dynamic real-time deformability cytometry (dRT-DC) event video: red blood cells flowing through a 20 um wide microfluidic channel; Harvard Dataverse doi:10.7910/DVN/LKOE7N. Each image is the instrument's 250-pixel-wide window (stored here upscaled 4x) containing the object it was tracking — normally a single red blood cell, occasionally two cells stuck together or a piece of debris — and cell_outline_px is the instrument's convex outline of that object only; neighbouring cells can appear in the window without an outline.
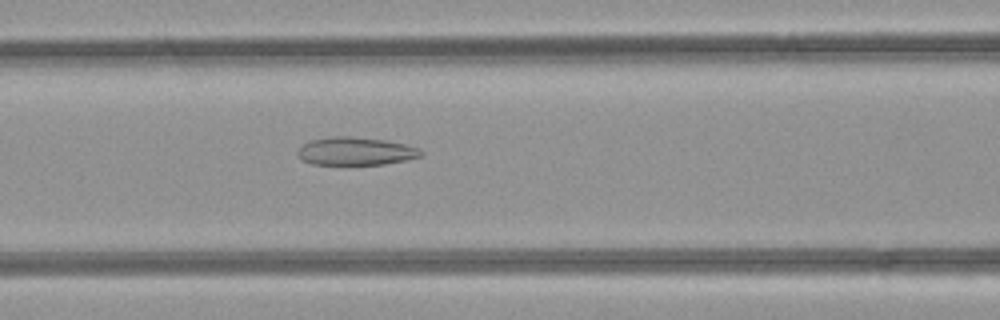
{"species": "common noctule bat (a hibernating species)", "species_latin": "Nyctalus noctula", "temperature_condition": "room temperature", "stored_images_in_passage": 34, "camera_frame_rate_fps": 3000, "um_per_image_px": 0.085, "animal": {"sex": "female", "body_mass_g": 21.9}, "frame": {"image": 1, "passage_image": 6, "time_ms": 1.667, "image_size_px": [1000, 320], "cell_outline_px": [[424, 152], [420, 156], [408, 160], [384, 164], [312, 164], [300, 160], [296, 156], [296, 152], [308, 140], [332, 136], [348, 136], [384, 140], [404, 144], [420, 148]], "centroid_in_image_um": [30.2, 12.85], "position_along_channel_um": 136.4, "area_um2": 20.23}}
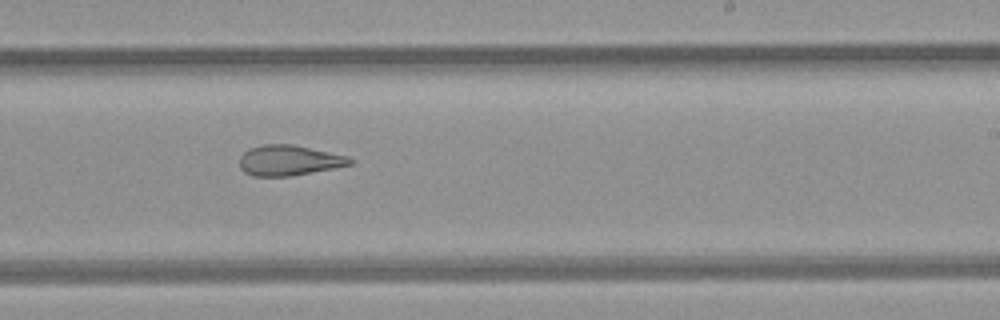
{"frame": {"image": 2, "passage_image": 15, "time_ms": 4.667, "image_size_px": [1000, 320], "cell_outline_px": [[356, 160], [352, 164], [332, 168], [288, 176], [252, 176], [244, 172], [240, 168], [240, 156], [248, 148], [264, 144], [292, 144], [348, 156]], "centroid_in_image_um": [24.54, 13.62], "position_along_channel_um": 264.5, "area_um2": 19.48}}
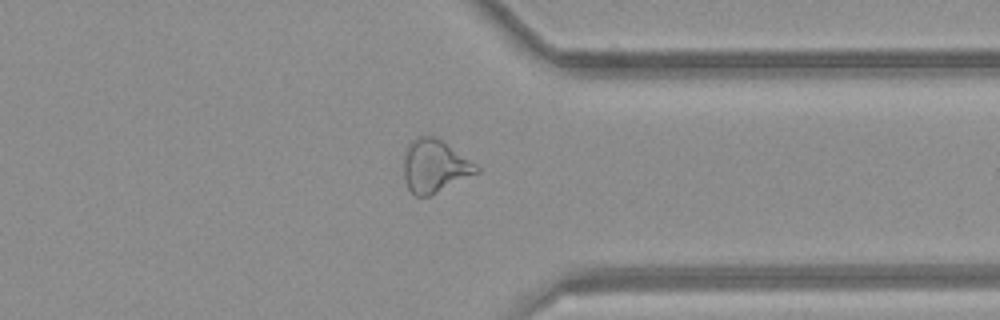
{"frame": {"image": 3, "passage_image": 23, "time_ms": 7.333, "image_size_px": [1000, 320], "cell_outline_px": [[480, 172], [428, 196], [416, 196], [408, 188], [404, 180], [404, 152], [408, 144], [416, 136], [432, 136], [440, 140], [476, 164], [480, 168]], "centroid_in_image_um": [36.92, 14.12], "position_along_channel_um": 374.5, "area_um2": 22.14}, "authors_computed_cell_mechanics": {"area_um2": 21.2415, "velocity_mm_per_s": 4.2798, "shape_relaxation_time_tau1_ms": null, "shape_relaxation_time_tau2_ms": 3.6533, "deformation_change_tau1": null, "deformation_change_tau2": 0.1279}}